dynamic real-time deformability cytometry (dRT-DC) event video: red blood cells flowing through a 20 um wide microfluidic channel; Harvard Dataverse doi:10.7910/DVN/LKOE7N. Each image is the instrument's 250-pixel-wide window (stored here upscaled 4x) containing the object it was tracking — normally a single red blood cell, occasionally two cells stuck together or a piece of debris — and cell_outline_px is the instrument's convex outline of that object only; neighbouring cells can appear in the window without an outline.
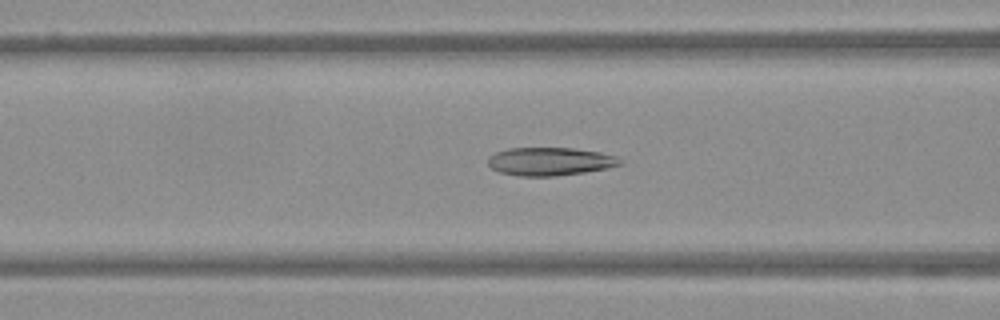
{"species": "Egyptian fruit bat (a non-hibernating species)", "species_latin": "Rousettus aegyptiacus", "temperature_condition": "warm", "stored_images_in_passage": 43, "camera_frame_rate_fps": 3000, "um_per_image_px": 0.085, "frame": {"image": 1, "passage_image": 11, "time_ms": 3.333, "image_size_px": [1000, 320], "cell_outline_px": [[624, 164], [608, 168], [584, 172], [556, 176], [520, 176], [500, 172], [492, 168], [488, 164], [488, 156], [496, 152], [508, 148], [572, 148], [600, 152], [616, 156], [624, 160]], "centroid_in_image_um": [46.78, 13.72], "position_along_channel_um": 119.8, "area_um2": 21.79}}
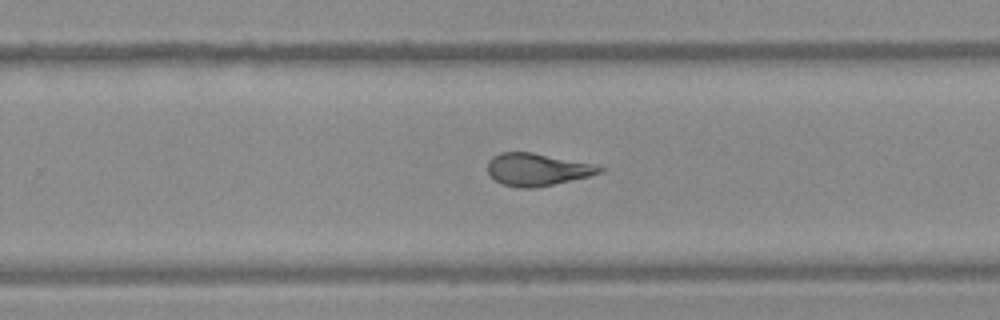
{"frame": {"image": 2, "passage_image": 24, "time_ms": 7.667, "image_size_px": [1000, 320], "cell_outline_px": [[604, 172], [588, 176], [536, 188], [520, 188], [504, 184], [496, 180], [488, 172], [488, 160], [492, 156], [500, 152], [532, 152], [592, 164], [604, 168]], "centroid_in_image_um": [45.64, 14.4], "position_along_channel_um": 284.2, "area_um2": 20.92}}
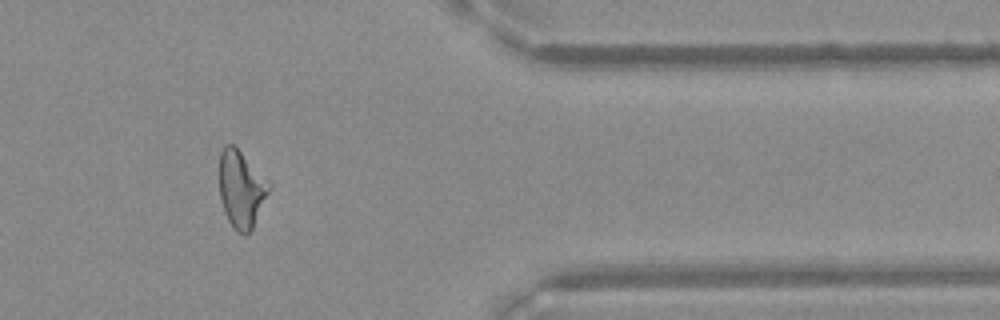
{"frame": {"image": 3, "passage_image": 34, "time_ms": 11.0, "image_size_px": [1000, 320], "cell_outline_px": [[272, 188], [252, 228], [244, 236], [236, 232], [232, 228], [224, 212], [220, 200], [220, 152], [224, 144], [232, 144], [272, 184]], "centroid_in_image_um": [20.51, 16.11], "position_along_channel_um": 390.9, "area_um2": 22.31}}